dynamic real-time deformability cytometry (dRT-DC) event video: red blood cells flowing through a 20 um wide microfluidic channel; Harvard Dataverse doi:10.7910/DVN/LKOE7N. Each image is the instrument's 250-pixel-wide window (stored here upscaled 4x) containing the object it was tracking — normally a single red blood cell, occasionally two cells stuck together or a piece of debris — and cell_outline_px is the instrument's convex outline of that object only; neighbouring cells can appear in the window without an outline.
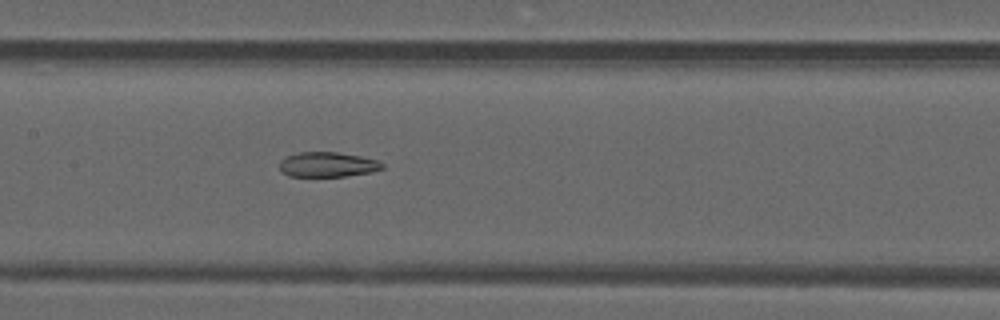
{"species": "common noctule bat (a hibernating species)", "species_latin": "Nyctalus noctula", "temperature_condition": "warm", "stored_images_in_passage": 39, "camera_frame_rate_fps": 3000, "um_per_image_px": 0.085, "animal": {"sex": "male", "forearm_length_mm": 52.5}, "frame": {"image": 1, "passage_image": 23, "time_ms": 7.333, "image_size_px": [1000, 320], "cell_outline_px": [[384, 168], [372, 172], [344, 176], [288, 176], [280, 172], [280, 160], [288, 156], [300, 152], [336, 152], [360, 156], [376, 160], [384, 164]], "centroid_in_image_um": [27.83, 13.99], "position_along_channel_um": 179.6, "area_um2": 14.85}}
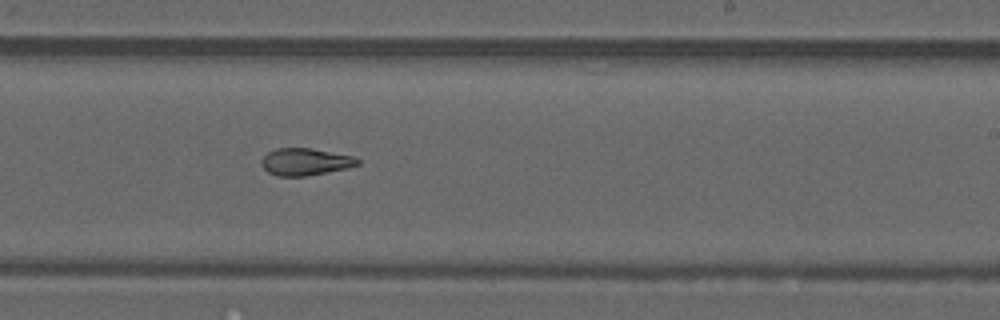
{"frame": {"image": 2, "passage_image": 29, "time_ms": 9.333, "image_size_px": [1000, 320], "cell_outline_px": [[360, 164], [348, 168], [304, 176], [276, 176], [268, 172], [260, 164], [260, 160], [268, 152], [276, 148], [312, 148], [352, 156], [360, 160]], "centroid_in_image_um": [25.93, 13.75], "position_along_channel_um": 263.1, "area_um2": 15.2}}
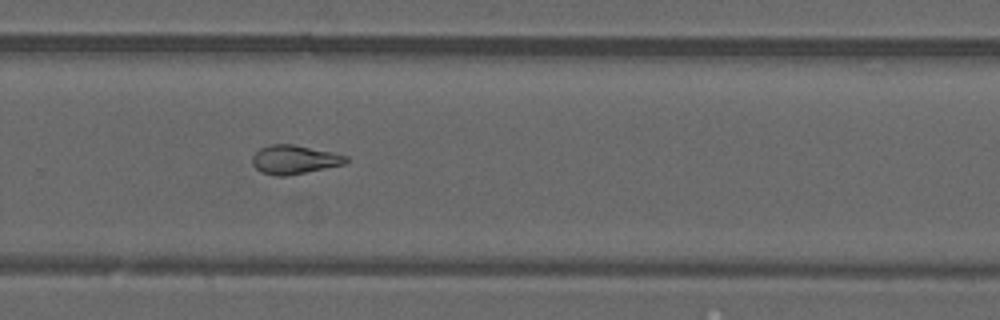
{"frame": {"image": 3, "passage_image": 32, "time_ms": 10.333, "image_size_px": [1000, 320], "cell_outline_px": [[348, 160], [344, 164], [288, 176], [276, 176], [260, 172], [252, 164], [252, 156], [260, 148], [268, 144], [292, 144], [332, 152], [348, 156]], "centroid_in_image_um": [24.99, 13.57], "position_along_channel_um": 304.8, "area_um2": 15.78}, "authors_computed_cell_mechanics": {"area_um2": 17.5712, "velocity_mm_per_s": 4.1969, "shape_relaxation_time_tau1_ms": null, "shape_relaxation_time_tau2_ms": 2.5266, "deformation_change_tau1": null, "deformation_change_tau2": 0.1093}}